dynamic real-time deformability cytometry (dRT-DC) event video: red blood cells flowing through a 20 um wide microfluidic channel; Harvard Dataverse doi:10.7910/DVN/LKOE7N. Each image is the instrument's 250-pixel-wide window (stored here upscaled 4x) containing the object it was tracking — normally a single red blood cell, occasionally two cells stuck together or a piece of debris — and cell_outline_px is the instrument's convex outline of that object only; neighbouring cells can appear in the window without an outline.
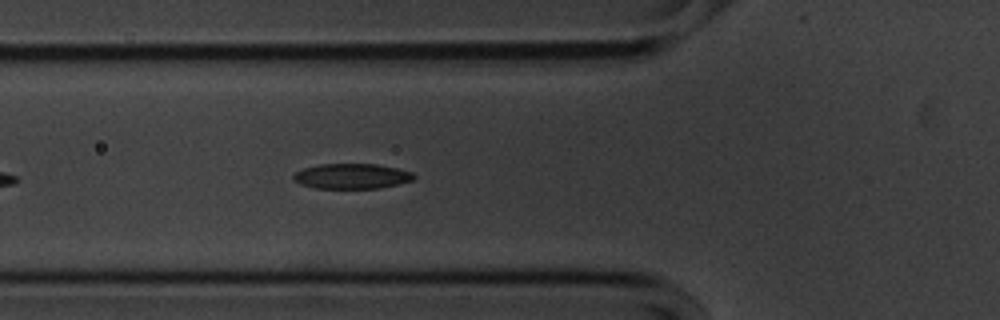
{"species": "common noctule bat (a hibernating species)", "species_latin": "Nyctalus noctula", "temperature_condition": "cold", "stored_images_in_passage": 35, "camera_frame_rate_fps": 3000, "um_per_image_px": 0.085, "animal": {"sex": "male", "body_mass_g": 20.1, "forearm_length_mm": 53.5}, "frame": {"image": 1, "passage_image": 8, "time_ms": 2.333, "image_size_px": [1000, 320], "cell_outline_px": [[416, 176], [412, 180], [380, 188], [316, 188], [300, 184], [292, 176], [296, 172], [304, 168], [320, 164], [376, 164], [396, 168], [412, 172]], "centroid_in_image_um": [29.9, 14.97], "position_along_channel_um": 95.9, "area_um2": 17.46}}
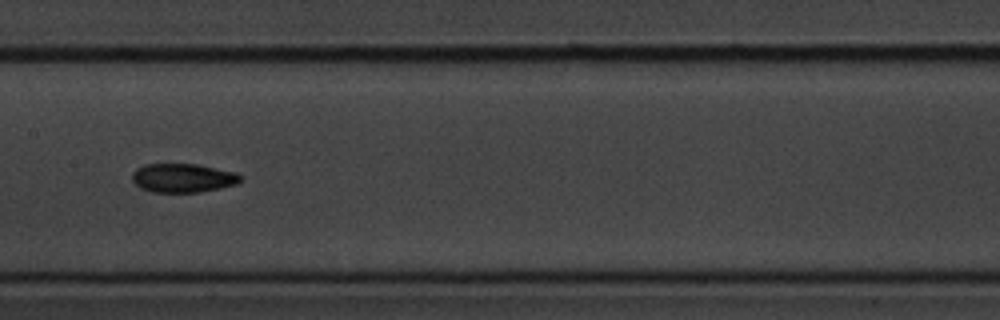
{"frame": {"image": 2, "passage_image": 16, "time_ms": 5.0, "image_size_px": [1000, 320], "cell_outline_px": [[244, 176], [236, 184], [220, 188], [200, 192], [152, 192], [140, 188], [132, 180], [132, 172], [136, 168], [144, 164], [196, 164], [236, 172]], "centroid_in_image_um": [15.54, 15.12], "position_along_channel_um": 191.9, "area_um2": 18.32}}
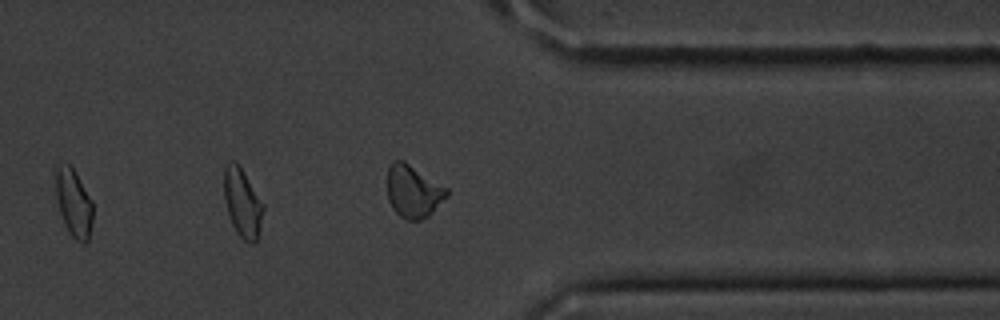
{"frame": {"image": 3, "passage_image": 32, "time_ms": 10.333, "image_size_px": [1000, 320], "cell_outline_px": [[92, 224], [88, 240], [84, 244], [80, 244], [72, 236], [64, 224], [60, 212], [56, 196], [56, 168], [60, 164], [68, 164], [76, 172], [92, 200]], "centroid_in_image_um": [6.28, 17.28], "position_along_channel_um": 405.1, "area_um2": 14.62}, "authors_computed_cell_mechanics": {"area_um2": 17.918, "velocity_mm_per_s": 3.5756, "shape_relaxation_time_tau1_ms": 3.4656, "shape_relaxation_time_tau2_ms": 4.572, "deformation_change_tau1": 0.1173, "deformation_change_tau2": 0.0994}}